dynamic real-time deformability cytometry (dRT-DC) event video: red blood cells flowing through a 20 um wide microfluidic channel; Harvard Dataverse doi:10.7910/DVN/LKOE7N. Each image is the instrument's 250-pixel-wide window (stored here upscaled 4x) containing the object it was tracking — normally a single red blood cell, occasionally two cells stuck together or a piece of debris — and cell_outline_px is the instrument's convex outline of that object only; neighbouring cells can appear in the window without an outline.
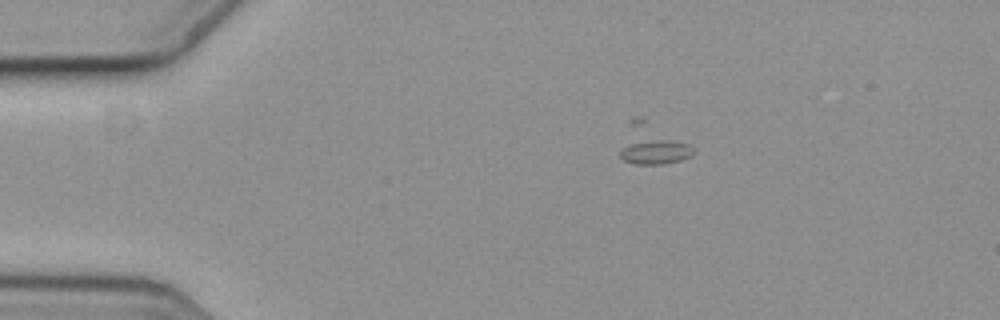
{"species": "common noctule bat (a hibernating species)", "species_latin": "Nyctalus noctula", "temperature_condition": "cold", "stored_images_in_passage": 5, "camera_frame_rate_fps": 3000, "um_per_image_px": 0.085, "animal": {"sex": "female", "body_mass_g": 19.3, "forearm_length_mm": 54.1}, "frame": {"image": 1, "passage_image": 1, "time_ms": 0.0, "image_size_px": [1000, 320], "cell_outline_px": [[696, 152], [692, 156], [680, 160], [660, 164], [636, 164], [624, 160], [620, 156], [620, 148], [636, 140], [668, 140], [688, 144], [696, 148]], "centroid_in_image_um": [55.76, 12.9], "position_along_channel_um": 29.2, "area_um2": 10.64}}
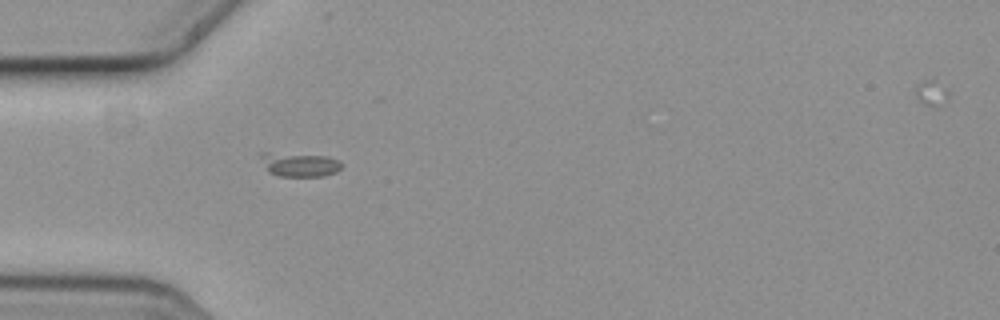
{"frame": {"image": 2, "passage_image": 3, "time_ms": 0.667, "image_size_px": [1000, 320], "cell_outline_px": [[340, 168], [336, 172], [324, 176], [280, 176], [268, 172], [256, 156], [260, 152], [268, 152], [328, 156], [340, 160]], "centroid_in_image_um": [25.37, 13.97], "position_along_channel_um": 59.6, "area_um2": 11.56}}
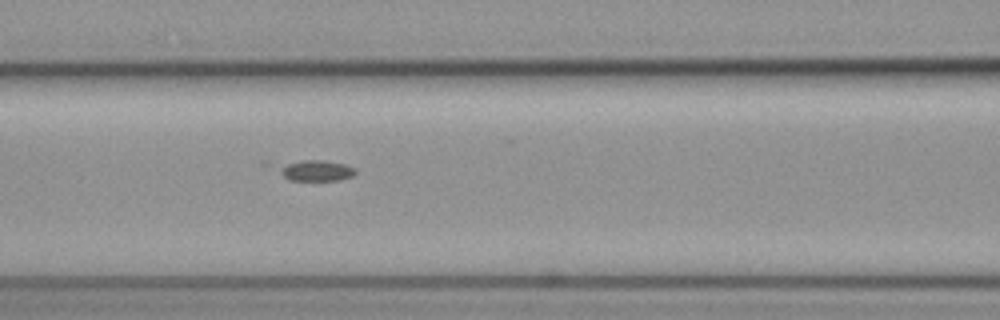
{"frame": {"image": 3, "passage_image": 5, "time_ms": 1.333, "image_size_px": [1000, 320], "cell_outline_px": [[356, 172], [352, 176], [340, 180], [288, 180], [260, 164], [264, 160], [320, 160], [344, 164], [356, 168]], "centroid_in_image_um": [26.32, 14.43], "position_along_channel_um": 140.3, "area_um2": 10.98}}